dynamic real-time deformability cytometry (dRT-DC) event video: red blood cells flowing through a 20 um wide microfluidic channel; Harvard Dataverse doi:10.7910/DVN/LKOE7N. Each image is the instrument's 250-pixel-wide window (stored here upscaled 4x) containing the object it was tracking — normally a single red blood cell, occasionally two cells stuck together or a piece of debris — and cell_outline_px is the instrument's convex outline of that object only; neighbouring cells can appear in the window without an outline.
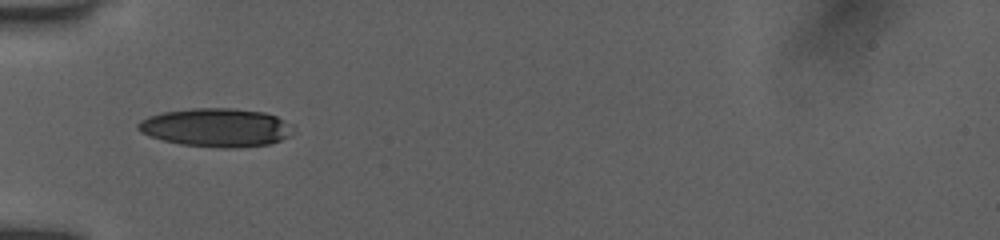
{"species": "human", "species_latin": "Homo sapiens", "temperature_condition": "room temperature", "stored_images_in_passage": 11, "camera_frame_rate_fps": 3000, "um_per_image_px": 0.085, "donor": {"sex": "female"}, "frame": {"image": 1, "passage_image": 3, "time_ms": 1.667, "image_size_px": [1000, 240], "cell_outline_px": [[292, 124], [288, 136], [280, 140], [268, 144], [236, 148], [220, 148], [180, 144], [164, 140], [140, 132], [136, 128], [136, 124], [140, 120], [148, 116], [164, 112], [192, 108], [232, 108], [264, 112], [276, 116]], "centroid_in_image_um": [18.35, 10.83], "position_along_channel_um": 66.7, "area_um2": 34.68}}
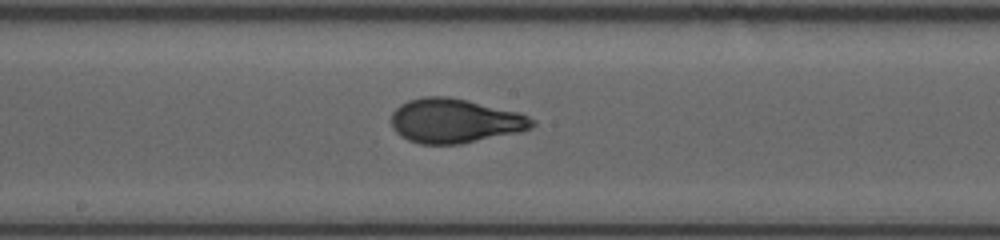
{"frame": {"image": 2, "passage_image": 8, "time_ms": 5.333, "image_size_px": [1000, 240], "cell_outline_px": [[536, 124], [532, 128], [520, 132], [460, 144], [420, 144], [408, 140], [400, 136], [392, 128], [392, 112], [400, 104], [408, 100], [424, 96], [448, 96], [468, 100], [520, 112], [536, 120]], "centroid_in_image_um": [38.68, 10.27], "position_along_channel_um": 209.5, "area_um2": 36.76}}
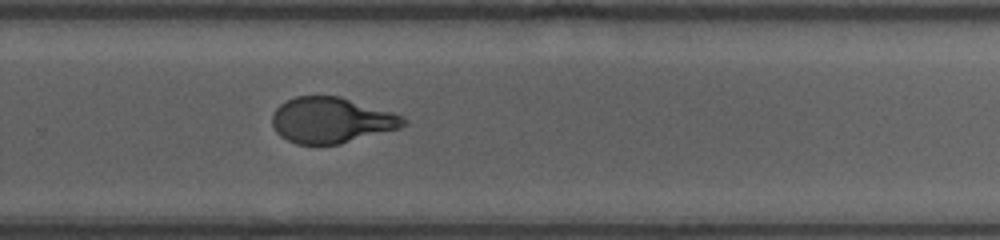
{"frame": {"image": 3, "passage_image": 11, "time_ms": 7.667, "image_size_px": [1000, 240], "cell_outline_px": [[408, 124], [400, 128], [340, 144], [296, 144], [280, 136], [276, 132], [272, 124], [272, 116], [276, 108], [280, 104], [296, 96], [340, 96], [392, 112], [404, 116], [408, 120]], "centroid_in_image_um": [28.18, 10.22], "position_along_channel_um": 301.6, "area_um2": 35.03}}